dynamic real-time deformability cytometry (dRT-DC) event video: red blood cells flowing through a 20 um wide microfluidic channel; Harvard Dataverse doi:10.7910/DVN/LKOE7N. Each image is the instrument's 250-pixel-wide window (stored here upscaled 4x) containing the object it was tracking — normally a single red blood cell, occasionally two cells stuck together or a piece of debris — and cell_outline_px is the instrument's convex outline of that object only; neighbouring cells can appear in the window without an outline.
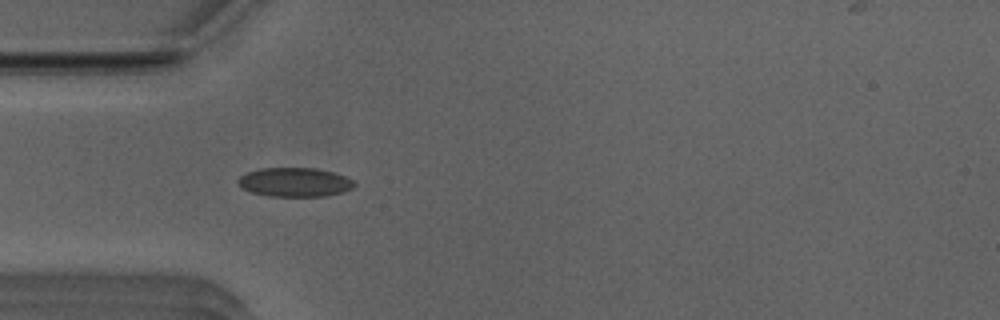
{"species": "Egyptian fruit bat (a non-hibernating species)", "species_latin": "Rousettus aegyptiacus", "temperature_condition": "room temperature", "stored_images_in_passage": 22, "camera_frame_rate_fps": 3000, "um_per_image_px": 0.085, "animal": {"sex": "male"}, "frame": {"image": 1, "passage_image": 1, "time_ms": 0.0, "image_size_px": [1000, 320], "cell_outline_px": [[356, 184], [352, 188], [344, 192], [324, 196], [268, 196], [252, 192], [244, 188], [236, 180], [240, 176], [248, 172], [260, 168], [316, 168], [332, 172], [344, 176], [352, 180]], "centroid_in_image_um": [25.06, 15.48], "position_along_channel_um": 59.9, "area_um2": 19.54}}
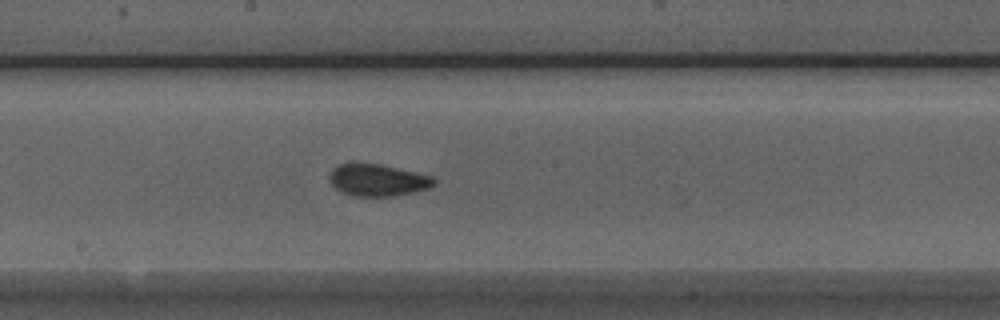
{"frame": {"image": 2, "passage_image": 13, "time_ms": 4.0, "image_size_px": [1000, 320], "cell_outline_px": [[436, 184], [428, 188], [416, 192], [392, 196], [352, 196], [340, 192], [332, 184], [328, 176], [332, 168], [340, 164], [380, 164], [432, 176], [436, 180]], "centroid_in_image_um": [32.1, 15.32], "position_along_channel_um": 216.1, "area_um2": 19.42}}
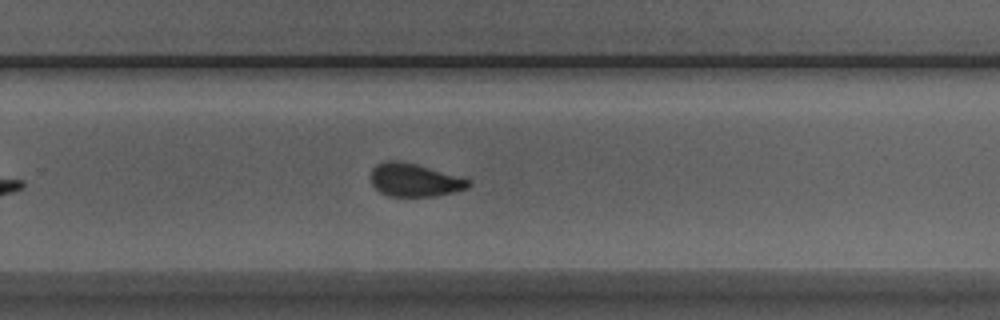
{"frame": {"image": 3, "passage_image": 19, "time_ms": 6.0, "image_size_px": [1000, 320], "cell_outline_px": [[472, 184], [468, 188], [436, 196], [388, 196], [380, 192], [372, 184], [368, 176], [372, 168], [376, 164], [388, 160], [400, 160], [416, 164], [472, 180]], "centroid_in_image_um": [35.19, 15.29], "position_along_channel_um": 294.6, "area_um2": 19.02}}